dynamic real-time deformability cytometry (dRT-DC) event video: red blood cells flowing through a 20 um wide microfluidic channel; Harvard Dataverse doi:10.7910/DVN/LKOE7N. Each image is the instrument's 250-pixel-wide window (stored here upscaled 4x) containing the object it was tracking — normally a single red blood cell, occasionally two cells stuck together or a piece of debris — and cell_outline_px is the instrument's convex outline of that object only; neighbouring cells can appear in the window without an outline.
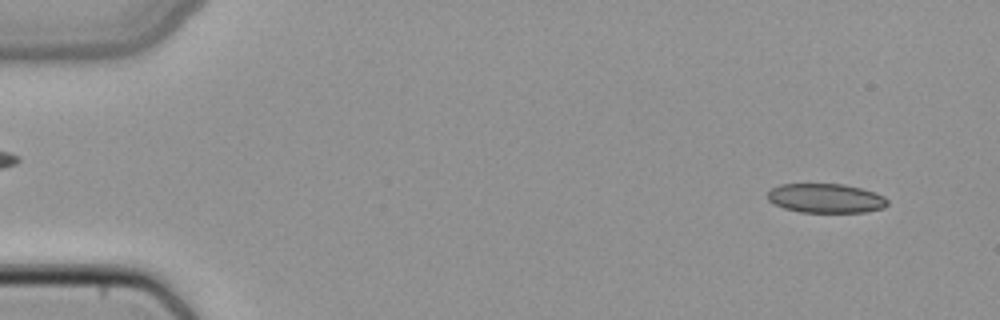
{"species": "common noctule bat (a hibernating species)", "species_latin": "Nyctalus noctula", "temperature_condition": "cold", "stored_images_in_passage": 49, "camera_frame_rate_fps": 3000, "um_per_image_px": 0.085, "animal": {"sex": "female", "body_mass_g": 22.7, "forearm_length_mm": 54.2}, "frame": {"image": 1, "passage_image": 3, "time_ms": 0.667, "image_size_px": [1000, 320], "cell_outline_px": [[888, 204], [884, 208], [864, 212], [800, 212], [784, 208], [768, 200], [768, 192], [772, 188], [780, 184], [844, 184], [876, 192], [884, 196], [888, 200]], "centroid_in_image_um": [70.22, 16.85], "position_along_channel_um": 14.8, "area_um2": 20.46}}
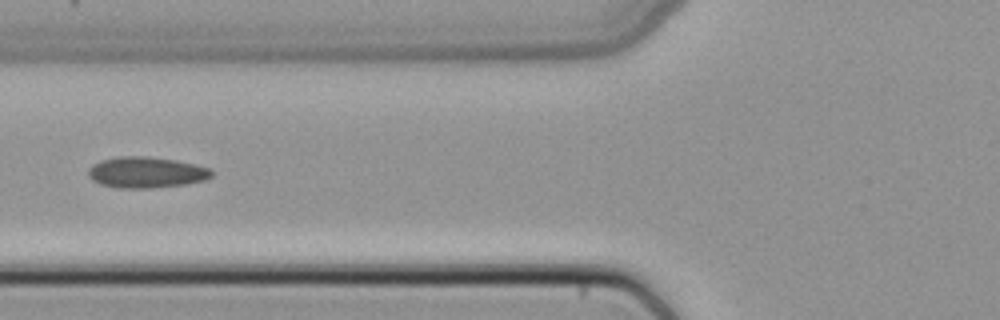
{"frame": {"image": 2, "passage_image": 19, "time_ms": 6.0, "image_size_px": [1000, 320], "cell_outline_px": [[212, 176], [204, 180], [184, 184], [152, 188], [120, 188], [100, 184], [92, 180], [88, 176], [88, 168], [92, 164], [100, 160], [116, 156], [148, 156], [176, 160], [196, 164], [212, 168]], "centroid_in_image_um": [12.41, 14.64], "position_along_channel_um": 113.4, "area_um2": 22.54}}
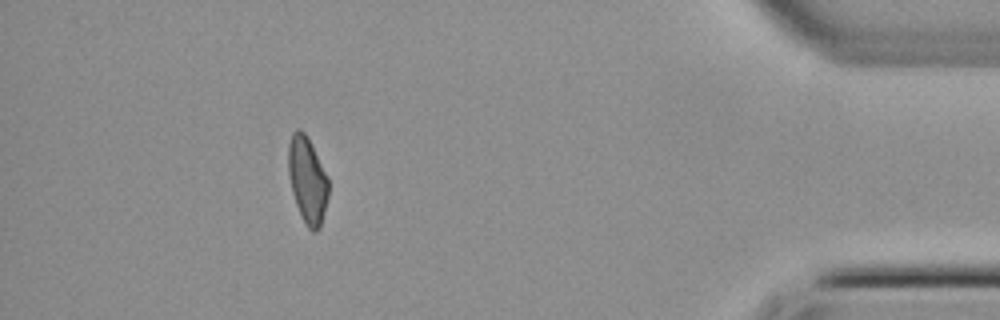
{"frame": {"image": 3, "passage_image": 44, "time_ms": 14.333, "image_size_px": [1000, 320], "cell_outline_px": [[328, 196], [320, 228], [316, 232], [312, 232], [308, 228], [296, 204], [292, 192], [288, 172], [288, 144], [292, 132], [296, 128], [300, 128], [304, 132], [328, 176]], "centroid_in_image_um": [26.12, 15.29], "position_along_channel_um": 409.1, "area_um2": 20.06}}